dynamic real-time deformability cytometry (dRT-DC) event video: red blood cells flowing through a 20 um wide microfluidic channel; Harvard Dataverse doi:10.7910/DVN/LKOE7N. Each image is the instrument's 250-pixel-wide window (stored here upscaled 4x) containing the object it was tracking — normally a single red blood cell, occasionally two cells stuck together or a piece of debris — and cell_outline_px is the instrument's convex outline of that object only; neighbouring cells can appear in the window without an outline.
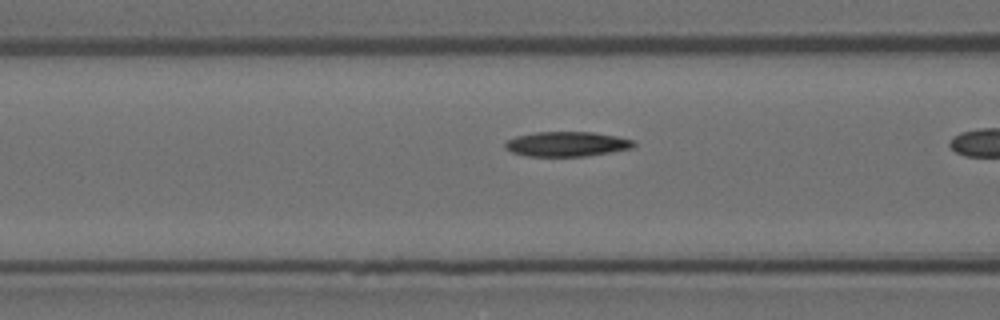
{"species": "Egyptian fruit bat (a non-hibernating species)", "species_latin": "Rousettus aegyptiacus", "temperature_condition": "room temperature", "stored_images_in_passage": 7, "camera_frame_rate_fps": 3000, "um_per_image_px": 0.085, "animal": {"sex": "female"}, "frame": {"image": 1, "passage_image": 3, "time_ms": 0.667, "image_size_px": [1000, 320], "cell_outline_px": [[636, 144], [632, 148], [612, 152], [584, 156], [528, 156], [512, 152], [504, 148], [504, 144], [508, 140], [516, 136], [536, 132], [592, 132], [616, 136], [636, 140]], "centroid_in_image_um": [48.2, 12.24], "position_along_channel_um": 118.4, "area_um2": 18.61}}
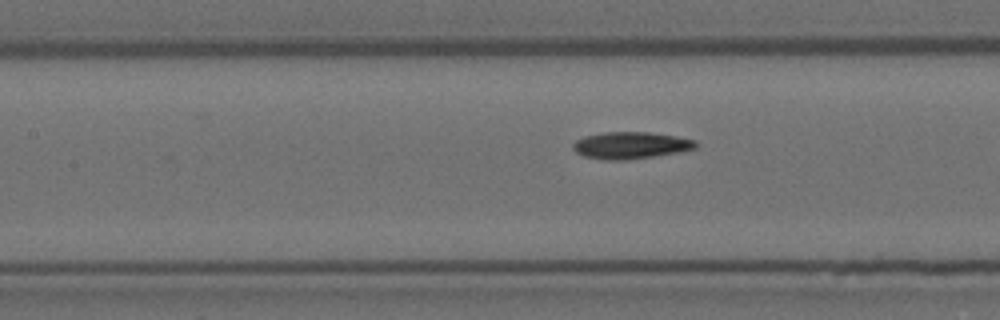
{"frame": {"image": 2, "passage_image": 6, "time_ms": 1.667, "image_size_px": [1000, 320], "cell_outline_px": [[700, 144], [696, 148], [680, 152], [628, 160], [608, 160], [584, 156], [576, 152], [572, 148], [572, 144], [576, 140], [584, 136], [604, 132], [648, 132], [676, 136], [696, 140]], "centroid_in_image_um": [53.63, 12.35], "position_along_channel_um": 153.8, "area_um2": 19.36}}